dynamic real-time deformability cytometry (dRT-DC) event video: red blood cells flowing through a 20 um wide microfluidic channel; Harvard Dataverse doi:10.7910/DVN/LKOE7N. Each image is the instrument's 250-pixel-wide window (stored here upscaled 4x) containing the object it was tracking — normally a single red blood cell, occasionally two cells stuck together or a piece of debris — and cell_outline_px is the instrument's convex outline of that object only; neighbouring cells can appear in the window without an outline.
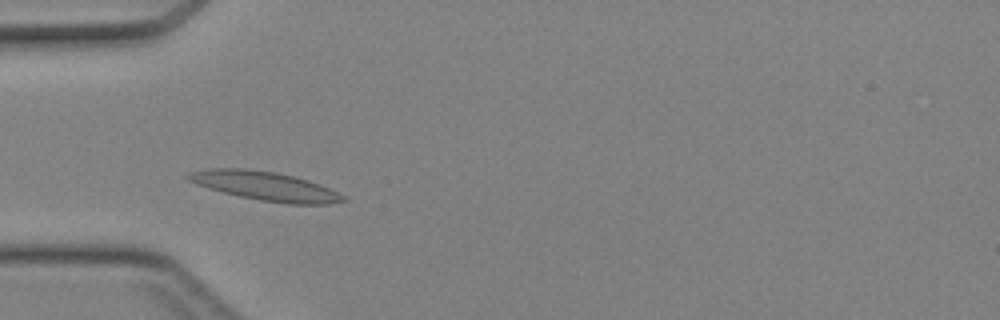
{"species": "Egyptian fruit bat (a non-hibernating species)", "species_latin": "Rousettus aegyptiacus", "temperature_condition": "cold", "stored_images_in_passage": 26, "camera_frame_rate_fps": 3000, "um_per_image_px": 0.085, "animal": {"sex": "female"}, "frame": {"image": 1, "passage_image": 1, "time_ms": 0.0, "image_size_px": [1000, 320], "cell_outline_px": [[348, 200], [328, 204], [288, 204], [260, 200], [240, 196], [208, 188], [196, 184], [188, 180], [184, 176], [188, 172], [208, 168], [244, 168], [276, 172], [308, 180], [320, 184], [348, 196]], "centroid_in_image_um": [22.55, 15.81], "position_along_channel_um": 62.4, "area_um2": 26.3}}
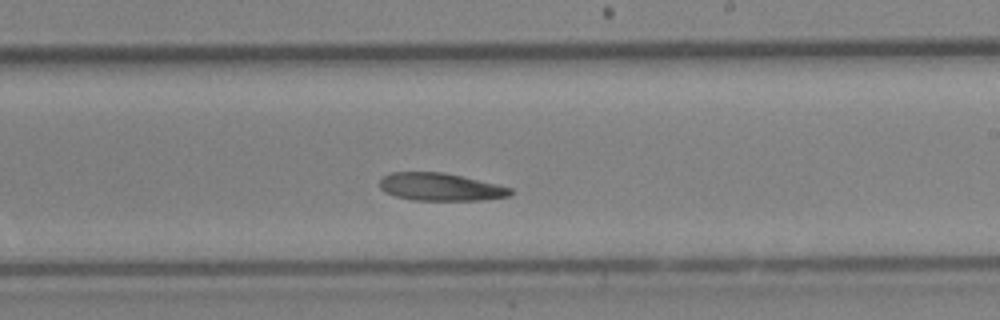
{"frame": {"image": 2, "passage_image": 14, "time_ms": 4.333, "image_size_px": [1000, 320], "cell_outline_px": [[512, 192], [508, 196], [484, 200], [412, 200], [396, 196], [384, 192], [380, 188], [380, 180], [384, 176], [392, 172], [444, 172], [496, 184], [512, 188]], "centroid_in_image_um": [37.42, 15.89], "position_along_channel_um": 251.6, "area_um2": 20.98}}
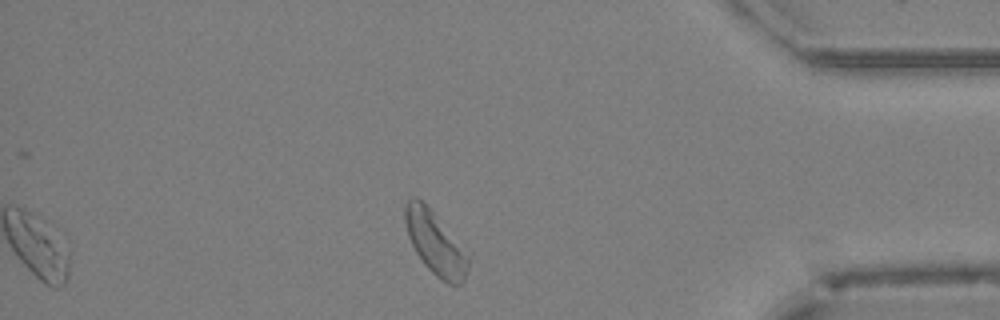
{"frame": {"image": 3, "passage_image": 26, "time_ms": 8.333, "image_size_px": [1000, 320], "cell_outline_px": [[468, 268], [464, 280], [460, 284], [448, 284], [436, 276], [424, 264], [416, 252], [408, 236], [404, 220], [404, 204], [412, 196], [416, 196], [432, 212], [468, 256]], "centroid_in_image_um": [36.94, 20.68], "position_along_channel_um": 398.3, "area_um2": 22.31}}